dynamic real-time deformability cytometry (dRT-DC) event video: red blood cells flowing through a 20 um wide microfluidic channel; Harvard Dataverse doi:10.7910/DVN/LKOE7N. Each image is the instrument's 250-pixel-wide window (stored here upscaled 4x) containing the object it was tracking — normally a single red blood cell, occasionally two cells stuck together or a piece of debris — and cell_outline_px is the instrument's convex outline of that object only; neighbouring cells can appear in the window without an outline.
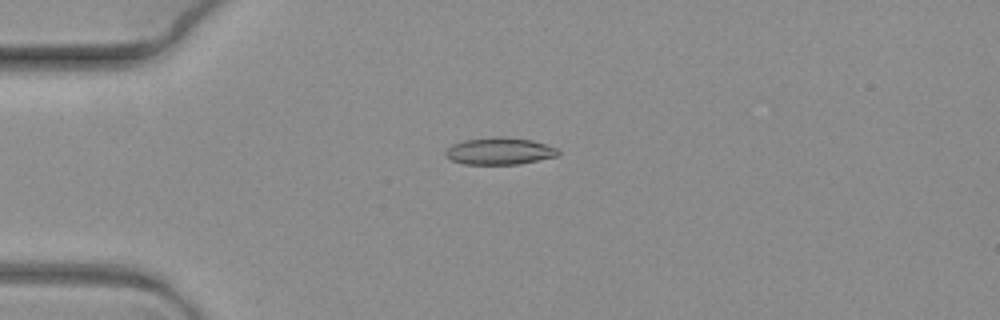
{"species": "common noctule bat (a hibernating species)", "species_latin": "Nyctalus noctula", "temperature_condition": "warm", "stored_images_in_passage": 3, "camera_frame_rate_fps": 3000, "um_per_image_px": 0.085, "animal": {"sex": "female", "body_mass_g": 19.3, "forearm_length_mm": 54.1}, "frame": {"image": 1, "passage_image": 2, "time_ms": 0.333, "image_size_px": [1000, 320], "cell_outline_px": [[560, 152], [556, 156], [520, 164], [464, 164], [452, 160], [444, 156], [444, 152], [452, 144], [464, 140], [492, 136], [504, 136], [532, 140], [556, 148]], "centroid_in_image_um": [42.42, 12.83], "position_along_channel_um": 42.6, "area_um2": 17.8}}